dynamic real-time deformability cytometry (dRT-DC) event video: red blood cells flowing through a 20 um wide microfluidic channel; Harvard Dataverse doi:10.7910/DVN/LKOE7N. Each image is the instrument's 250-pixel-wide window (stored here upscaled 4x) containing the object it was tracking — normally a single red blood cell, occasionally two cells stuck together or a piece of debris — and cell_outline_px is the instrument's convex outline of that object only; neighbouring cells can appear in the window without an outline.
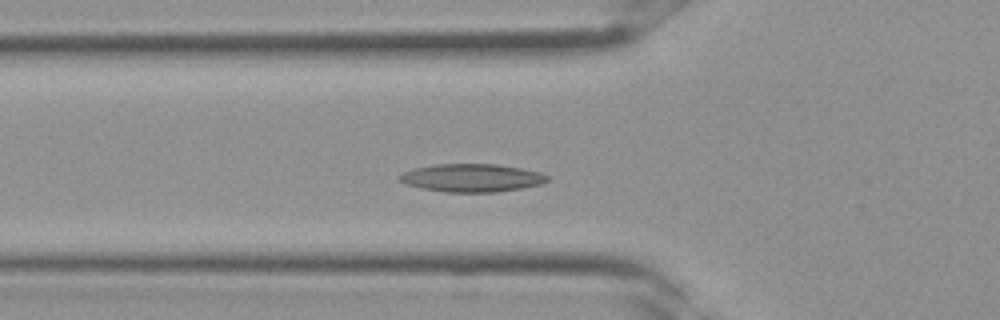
{"species": "Egyptian fruit bat (a non-hibernating species)", "species_latin": "Rousettus aegyptiacus", "temperature_condition": "room temperature", "stored_images_in_passage": 34, "camera_frame_rate_fps": 3000, "um_per_image_px": 0.085, "frame": {"image": 1, "passage_image": 10, "time_ms": 3.0, "image_size_px": [1000, 320], "cell_outline_px": [[548, 180], [544, 184], [496, 192], [444, 192], [420, 188], [404, 184], [396, 176], [412, 168], [432, 164], [496, 164], [520, 168], [540, 172], [548, 176]], "centroid_in_image_um": [40.05, 15.12], "position_along_channel_um": 85.7, "area_um2": 24.33}}
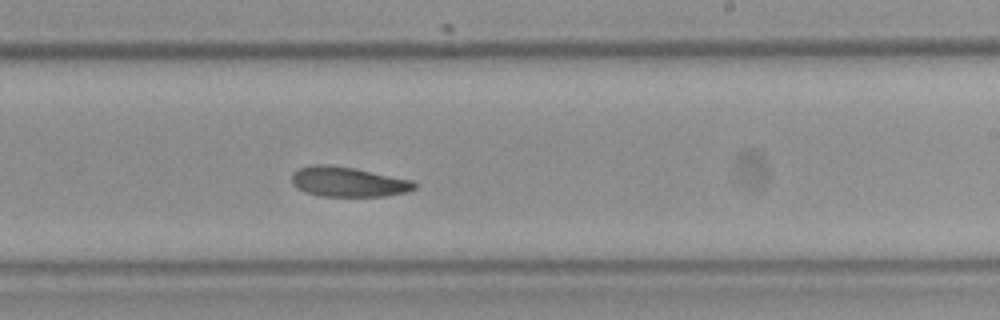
{"frame": {"image": 2, "passage_image": 19, "time_ms": 6.0, "image_size_px": [1000, 320], "cell_outline_px": [[416, 188], [408, 192], [384, 196], [320, 196], [304, 192], [292, 184], [292, 172], [300, 168], [312, 164], [328, 164], [352, 168], [412, 180], [416, 184]], "centroid_in_image_um": [29.56, 15.46], "position_along_channel_um": 259.4, "area_um2": 21.33}}
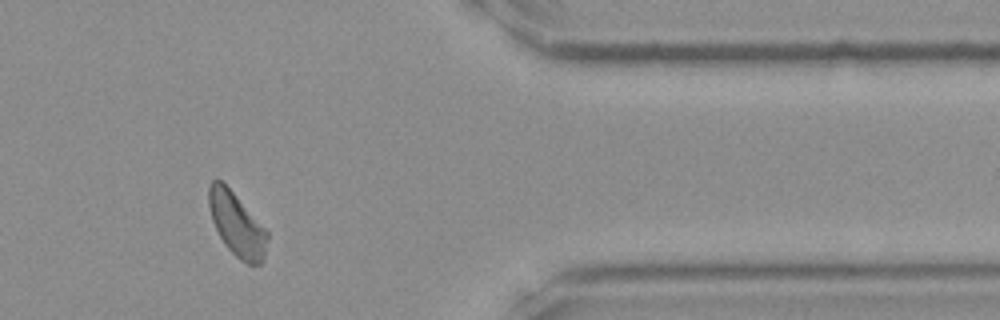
{"frame": {"image": 3, "passage_image": 27, "time_ms": 8.667, "image_size_px": [1000, 320], "cell_outline_px": [[268, 240], [264, 256], [260, 264], [248, 264], [240, 260], [224, 244], [212, 220], [208, 204], [208, 184], [212, 180], [220, 180], [232, 192], [268, 232]], "centroid_in_image_um": [20.11, 19.09], "position_along_channel_um": 391.3, "area_um2": 21.15}}